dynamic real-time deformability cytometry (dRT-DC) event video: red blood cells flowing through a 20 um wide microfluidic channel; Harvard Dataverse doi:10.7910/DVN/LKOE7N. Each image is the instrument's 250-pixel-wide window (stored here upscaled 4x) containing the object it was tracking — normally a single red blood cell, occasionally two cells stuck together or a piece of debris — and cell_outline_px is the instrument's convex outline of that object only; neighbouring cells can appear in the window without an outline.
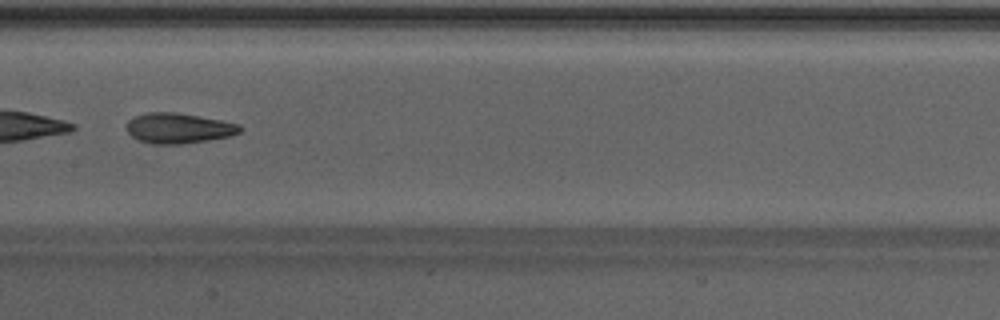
{"species": "Egyptian fruit bat (a non-hibernating species)", "species_latin": "Rousettus aegyptiacus", "temperature_condition": "warm", "stored_images_in_passage": 37, "camera_frame_rate_fps": 3000, "um_per_image_px": 0.085, "animal": {"sex": "male"}, "frame": {"image": 1, "passage_image": 16, "time_ms": 5.0, "image_size_px": [1000, 320], "cell_outline_px": [[244, 128], [240, 132], [232, 136], [184, 144], [152, 144], [140, 140], [132, 136], [124, 128], [124, 124], [128, 120], [136, 116], [148, 112], [176, 112], [220, 120], [240, 124]], "centroid_in_image_um": [15.18, 10.9], "position_along_channel_um": 192.2, "area_um2": 20.23}, "authors_computed_cell_mechanics": {"area_um2": 20.2878, "velocity_mm_per_s": 4.3063, "shape_relaxation_time_tau1_ms": null, "shape_relaxation_time_tau2_ms": 2.4159, "deformation_change_tau1": null, "deformation_change_tau2": 0.1037}}